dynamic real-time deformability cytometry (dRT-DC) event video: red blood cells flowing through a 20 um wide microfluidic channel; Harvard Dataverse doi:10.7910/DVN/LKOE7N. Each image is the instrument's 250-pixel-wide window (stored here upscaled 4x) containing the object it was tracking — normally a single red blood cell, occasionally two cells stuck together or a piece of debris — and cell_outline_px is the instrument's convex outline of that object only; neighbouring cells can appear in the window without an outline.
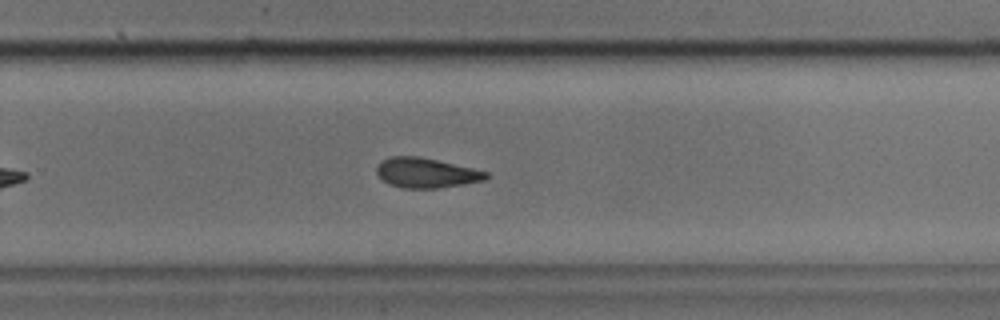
{"species": "common noctule bat (a hibernating species)", "species_latin": "Nyctalus noctula", "temperature_condition": "cold", "stored_images_in_passage": 35, "camera_frame_rate_fps": 3000, "um_per_image_px": 0.085, "animal": {"sex": "male", "body_mass_g": 17.9, "forearm_length_mm": 54.2}, "frame": {"image": 1, "passage_image": 20, "time_ms": 6.333, "image_size_px": [1000, 320], "cell_outline_px": [[488, 176], [484, 180], [464, 184], [436, 188], [404, 188], [388, 184], [376, 172], [376, 168], [384, 160], [392, 156], [420, 156], [472, 168], [488, 172]], "centroid_in_image_um": [36.23, 14.69], "position_along_channel_um": 293.6, "area_um2": 18.79}}